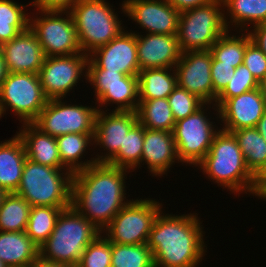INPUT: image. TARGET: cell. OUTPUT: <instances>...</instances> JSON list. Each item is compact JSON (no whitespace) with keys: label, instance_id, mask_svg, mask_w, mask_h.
<instances>
[{"label":"cell","instance_id":"1","mask_svg":"<svg viewBox=\"0 0 266 267\" xmlns=\"http://www.w3.org/2000/svg\"><path fill=\"white\" fill-rule=\"evenodd\" d=\"M129 169L95 163L73 174L71 206L102 231L125 207Z\"/></svg>","mask_w":266,"mask_h":267},{"label":"cell","instance_id":"2","mask_svg":"<svg viewBox=\"0 0 266 267\" xmlns=\"http://www.w3.org/2000/svg\"><path fill=\"white\" fill-rule=\"evenodd\" d=\"M157 215L147 246L152 251L154 267H197L205 256L202 222L196 213ZM199 263V264H198Z\"/></svg>","mask_w":266,"mask_h":267},{"label":"cell","instance_id":"3","mask_svg":"<svg viewBox=\"0 0 266 267\" xmlns=\"http://www.w3.org/2000/svg\"><path fill=\"white\" fill-rule=\"evenodd\" d=\"M102 232L72 206L64 209L49 238L40 246L45 261L77 267L85 248Z\"/></svg>","mask_w":266,"mask_h":267},{"label":"cell","instance_id":"4","mask_svg":"<svg viewBox=\"0 0 266 267\" xmlns=\"http://www.w3.org/2000/svg\"><path fill=\"white\" fill-rule=\"evenodd\" d=\"M218 185L239 195L252 194L253 174L247 168L238 141L233 133L222 129L215 135L204 159L197 165Z\"/></svg>","mask_w":266,"mask_h":267},{"label":"cell","instance_id":"5","mask_svg":"<svg viewBox=\"0 0 266 267\" xmlns=\"http://www.w3.org/2000/svg\"><path fill=\"white\" fill-rule=\"evenodd\" d=\"M72 179L73 174L66 168L45 166L27 158L15 194L31 207H71Z\"/></svg>","mask_w":266,"mask_h":267},{"label":"cell","instance_id":"6","mask_svg":"<svg viewBox=\"0 0 266 267\" xmlns=\"http://www.w3.org/2000/svg\"><path fill=\"white\" fill-rule=\"evenodd\" d=\"M110 6L105 0H79L71 8L82 53L89 56L125 30Z\"/></svg>","mask_w":266,"mask_h":267},{"label":"cell","instance_id":"7","mask_svg":"<svg viewBox=\"0 0 266 267\" xmlns=\"http://www.w3.org/2000/svg\"><path fill=\"white\" fill-rule=\"evenodd\" d=\"M222 7V0H212L205 5L180 12L177 38L182 53L210 50L228 31L224 20L225 10Z\"/></svg>","mask_w":266,"mask_h":267},{"label":"cell","instance_id":"8","mask_svg":"<svg viewBox=\"0 0 266 267\" xmlns=\"http://www.w3.org/2000/svg\"><path fill=\"white\" fill-rule=\"evenodd\" d=\"M162 203L155 199H135L123 207L101 231L116 244H147L153 223L162 211Z\"/></svg>","mask_w":266,"mask_h":267},{"label":"cell","instance_id":"9","mask_svg":"<svg viewBox=\"0 0 266 267\" xmlns=\"http://www.w3.org/2000/svg\"><path fill=\"white\" fill-rule=\"evenodd\" d=\"M48 100L38 74L8 72L0 87V118L10 108L21 124L32 123Z\"/></svg>","mask_w":266,"mask_h":267},{"label":"cell","instance_id":"10","mask_svg":"<svg viewBox=\"0 0 266 267\" xmlns=\"http://www.w3.org/2000/svg\"><path fill=\"white\" fill-rule=\"evenodd\" d=\"M37 12L41 16L29 17V28L36 35L46 57L82 53L70 11ZM62 13L66 15L64 18Z\"/></svg>","mask_w":266,"mask_h":267},{"label":"cell","instance_id":"11","mask_svg":"<svg viewBox=\"0 0 266 267\" xmlns=\"http://www.w3.org/2000/svg\"><path fill=\"white\" fill-rule=\"evenodd\" d=\"M98 110V106L72 105L62 99H50L32 123L53 137L70 133L94 134Z\"/></svg>","mask_w":266,"mask_h":267},{"label":"cell","instance_id":"12","mask_svg":"<svg viewBox=\"0 0 266 267\" xmlns=\"http://www.w3.org/2000/svg\"><path fill=\"white\" fill-rule=\"evenodd\" d=\"M205 105L207 103L195 113L176 121L172 131L179 162L186 165L197 166L208 153L215 135L219 132L205 114Z\"/></svg>","mask_w":266,"mask_h":267},{"label":"cell","instance_id":"13","mask_svg":"<svg viewBox=\"0 0 266 267\" xmlns=\"http://www.w3.org/2000/svg\"><path fill=\"white\" fill-rule=\"evenodd\" d=\"M88 60L89 56L84 53L45 57L38 73L45 96L49 100L66 97L77 86L81 76L87 79Z\"/></svg>","mask_w":266,"mask_h":267},{"label":"cell","instance_id":"14","mask_svg":"<svg viewBox=\"0 0 266 267\" xmlns=\"http://www.w3.org/2000/svg\"><path fill=\"white\" fill-rule=\"evenodd\" d=\"M121 7L148 34L177 35L180 12L166 0H124Z\"/></svg>","mask_w":266,"mask_h":267},{"label":"cell","instance_id":"15","mask_svg":"<svg viewBox=\"0 0 266 267\" xmlns=\"http://www.w3.org/2000/svg\"><path fill=\"white\" fill-rule=\"evenodd\" d=\"M215 106L217 119L223 121L221 129L232 133L255 127L266 110V99L256 88L229 99H216Z\"/></svg>","mask_w":266,"mask_h":267},{"label":"cell","instance_id":"16","mask_svg":"<svg viewBox=\"0 0 266 267\" xmlns=\"http://www.w3.org/2000/svg\"><path fill=\"white\" fill-rule=\"evenodd\" d=\"M211 63L210 50L186 51L174 67L177 85L197 95L208 107L214 105Z\"/></svg>","mask_w":266,"mask_h":267},{"label":"cell","instance_id":"17","mask_svg":"<svg viewBox=\"0 0 266 267\" xmlns=\"http://www.w3.org/2000/svg\"><path fill=\"white\" fill-rule=\"evenodd\" d=\"M138 122L134 111H115L107 114L103 109L98 110L95 118L94 144L102 147L104 156L96 155L97 163H107L123 146L125 135Z\"/></svg>","mask_w":266,"mask_h":267},{"label":"cell","instance_id":"18","mask_svg":"<svg viewBox=\"0 0 266 267\" xmlns=\"http://www.w3.org/2000/svg\"><path fill=\"white\" fill-rule=\"evenodd\" d=\"M89 58L100 69L138 76L140 67L135 32L122 31L108 44L91 53Z\"/></svg>","mask_w":266,"mask_h":267},{"label":"cell","instance_id":"19","mask_svg":"<svg viewBox=\"0 0 266 267\" xmlns=\"http://www.w3.org/2000/svg\"><path fill=\"white\" fill-rule=\"evenodd\" d=\"M0 50L10 73L38 74L46 57L36 35L29 27L11 41L3 43Z\"/></svg>","mask_w":266,"mask_h":267},{"label":"cell","instance_id":"20","mask_svg":"<svg viewBox=\"0 0 266 267\" xmlns=\"http://www.w3.org/2000/svg\"><path fill=\"white\" fill-rule=\"evenodd\" d=\"M135 34L140 70L176 66L182 54L177 35Z\"/></svg>","mask_w":266,"mask_h":267},{"label":"cell","instance_id":"21","mask_svg":"<svg viewBox=\"0 0 266 267\" xmlns=\"http://www.w3.org/2000/svg\"><path fill=\"white\" fill-rule=\"evenodd\" d=\"M179 163L172 132L150 130L144 127L141 163H147L153 176H163L174 163Z\"/></svg>","mask_w":266,"mask_h":267},{"label":"cell","instance_id":"22","mask_svg":"<svg viewBox=\"0 0 266 267\" xmlns=\"http://www.w3.org/2000/svg\"><path fill=\"white\" fill-rule=\"evenodd\" d=\"M22 127L17 134L24 143L29 160L49 167L65 168L61 162L56 137L42 132L33 123H22Z\"/></svg>","mask_w":266,"mask_h":267},{"label":"cell","instance_id":"23","mask_svg":"<svg viewBox=\"0 0 266 267\" xmlns=\"http://www.w3.org/2000/svg\"><path fill=\"white\" fill-rule=\"evenodd\" d=\"M26 150L17 135L0 143V188L6 193H15L20 185Z\"/></svg>","mask_w":266,"mask_h":267},{"label":"cell","instance_id":"24","mask_svg":"<svg viewBox=\"0 0 266 267\" xmlns=\"http://www.w3.org/2000/svg\"><path fill=\"white\" fill-rule=\"evenodd\" d=\"M39 247L23 232L0 231V260L8 267H31Z\"/></svg>","mask_w":266,"mask_h":267},{"label":"cell","instance_id":"25","mask_svg":"<svg viewBox=\"0 0 266 267\" xmlns=\"http://www.w3.org/2000/svg\"><path fill=\"white\" fill-rule=\"evenodd\" d=\"M94 134H77L70 133L56 137V142L59 150L62 165L75 174L79 171L86 169L87 167L97 163L93 157L86 162L81 161L88 146L94 145Z\"/></svg>","mask_w":266,"mask_h":267},{"label":"cell","instance_id":"26","mask_svg":"<svg viewBox=\"0 0 266 267\" xmlns=\"http://www.w3.org/2000/svg\"><path fill=\"white\" fill-rule=\"evenodd\" d=\"M174 68H154L139 71V101L168 98L177 86Z\"/></svg>","mask_w":266,"mask_h":267},{"label":"cell","instance_id":"27","mask_svg":"<svg viewBox=\"0 0 266 267\" xmlns=\"http://www.w3.org/2000/svg\"><path fill=\"white\" fill-rule=\"evenodd\" d=\"M223 7L226 9V15L224 16L227 29L232 28L229 26L235 25V28L242 27L239 30L244 29L250 23L253 27L266 22V0H222ZM228 12V13H227ZM246 22V23H245ZM250 22V23H249ZM245 24H247L245 26ZM237 25V26H236Z\"/></svg>","mask_w":266,"mask_h":267},{"label":"cell","instance_id":"28","mask_svg":"<svg viewBox=\"0 0 266 267\" xmlns=\"http://www.w3.org/2000/svg\"><path fill=\"white\" fill-rule=\"evenodd\" d=\"M136 113L138 122L147 129L173 131L176 121L167 98L139 101Z\"/></svg>","mask_w":266,"mask_h":267},{"label":"cell","instance_id":"29","mask_svg":"<svg viewBox=\"0 0 266 267\" xmlns=\"http://www.w3.org/2000/svg\"><path fill=\"white\" fill-rule=\"evenodd\" d=\"M31 205L15 193H7L0 206V231H26Z\"/></svg>","mask_w":266,"mask_h":267},{"label":"cell","instance_id":"30","mask_svg":"<svg viewBox=\"0 0 266 267\" xmlns=\"http://www.w3.org/2000/svg\"><path fill=\"white\" fill-rule=\"evenodd\" d=\"M101 107L116 104L115 111L136 112L139 104L138 76L125 75V85L105 86V93L96 101Z\"/></svg>","mask_w":266,"mask_h":267},{"label":"cell","instance_id":"31","mask_svg":"<svg viewBox=\"0 0 266 267\" xmlns=\"http://www.w3.org/2000/svg\"><path fill=\"white\" fill-rule=\"evenodd\" d=\"M228 30L223 34L210 48L212 56L217 60L221 61V64L231 65L237 68L239 65L243 64L244 53L247 44L252 40L250 33L248 32V27L244 29L247 33L239 35L229 34Z\"/></svg>","mask_w":266,"mask_h":267},{"label":"cell","instance_id":"32","mask_svg":"<svg viewBox=\"0 0 266 267\" xmlns=\"http://www.w3.org/2000/svg\"><path fill=\"white\" fill-rule=\"evenodd\" d=\"M69 207L33 206L26 234L40 248L53 232L60 213Z\"/></svg>","mask_w":266,"mask_h":267},{"label":"cell","instance_id":"33","mask_svg":"<svg viewBox=\"0 0 266 267\" xmlns=\"http://www.w3.org/2000/svg\"><path fill=\"white\" fill-rule=\"evenodd\" d=\"M28 5H21L14 0H0V46L17 37L29 27Z\"/></svg>","mask_w":266,"mask_h":267},{"label":"cell","instance_id":"34","mask_svg":"<svg viewBox=\"0 0 266 267\" xmlns=\"http://www.w3.org/2000/svg\"><path fill=\"white\" fill-rule=\"evenodd\" d=\"M144 143V127L137 122L125 135L123 146H120L118 152L107 162V164L129 169H135L141 163V156Z\"/></svg>","mask_w":266,"mask_h":267},{"label":"cell","instance_id":"35","mask_svg":"<svg viewBox=\"0 0 266 267\" xmlns=\"http://www.w3.org/2000/svg\"><path fill=\"white\" fill-rule=\"evenodd\" d=\"M242 151L247 168L254 174L266 161V141L255 127L232 132Z\"/></svg>","mask_w":266,"mask_h":267},{"label":"cell","instance_id":"36","mask_svg":"<svg viewBox=\"0 0 266 267\" xmlns=\"http://www.w3.org/2000/svg\"><path fill=\"white\" fill-rule=\"evenodd\" d=\"M111 267H154L152 251L147 244L111 243Z\"/></svg>","mask_w":266,"mask_h":267},{"label":"cell","instance_id":"37","mask_svg":"<svg viewBox=\"0 0 266 267\" xmlns=\"http://www.w3.org/2000/svg\"><path fill=\"white\" fill-rule=\"evenodd\" d=\"M175 121L186 118L201 108L205 102L180 86H176L167 98Z\"/></svg>","mask_w":266,"mask_h":267},{"label":"cell","instance_id":"38","mask_svg":"<svg viewBox=\"0 0 266 267\" xmlns=\"http://www.w3.org/2000/svg\"><path fill=\"white\" fill-rule=\"evenodd\" d=\"M77 267H111V242L100 234L85 248Z\"/></svg>","mask_w":266,"mask_h":267},{"label":"cell","instance_id":"39","mask_svg":"<svg viewBox=\"0 0 266 267\" xmlns=\"http://www.w3.org/2000/svg\"><path fill=\"white\" fill-rule=\"evenodd\" d=\"M125 75L100 69L90 58L88 60L86 80L94 87L96 100L105 93V86L125 85Z\"/></svg>","mask_w":266,"mask_h":267},{"label":"cell","instance_id":"40","mask_svg":"<svg viewBox=\"0 0 266 267\" xmlns=\"http://www.w3.org/2000/svg\"><path fill=\"white\" fill-rule=\"evenodd\" d=\"M256 88H258L257 80L248 68L244 64H241L235 68L233 77L217 99H229Z\"/></svg>","mask_w":266,"mask_h":267},{"label":"cell","instance_id":"41","mask_svg":"<svg viewBox=\"0 0 266 267\" xmlns=\"http://www.w3.org/2000/svg\"><path fill=\"white\" fill-rule=\"evenodd\" d=\"M243 64L257 82L266 75V54L252 40L246 46Z\"/></svg>","mask_w":266,"mask_h":267},{"label":"cell","instance_id":"42","mask_svg":"<svg viewBox=\"0 0 266 267\" xmlns=\"http://www.w3.org/2000/svg\"><path fill=\"white\" fill-rule=\"evenodd\" d=\"M235 68L231 65L221 64L212 56L211 63V79L213 84V102L214 107L217 97L225 90L231 78L233 77Z\"/></svg>","mask_w":266,"mask_h":267},{"label":"cell","instance_id":"43","mask_svg":"<svg viewBox=\"0 0 266 267\" xmlns=\"http://www.w3.org/2000/svg\"><path fill=\"white\" fill-rule=\"evenodd\" d=\"M79 0H33L28 5L36 7V10L45 11H70Z\"/></svg>","mask_w":266,"mask_h":267},{"label":"cell","instance_id":"44","mask_svg":"<svg viewBox=\"0 0 266 267\" xmlns=\"http://www.w3.org/2000/svg\"><path fill=\"white\" fill-rule=\"evenodd\" d=\"M266 199V161L260 168L253 174L252 196Z\"/></svg>","mask_w":266,"mask_h":267},{"label":"cell","instance_id":"45","mask_svg":"<svg viewBox=\"0 0 266 267\" xmlns=\"http://www.w3.org/2000/svg\"><path fill=\"white\" fill-rule=\"evenodd\" d=\"M250 28L252 41L266 54V22Z\"/></svg>","mask_w":266,"mask_h":267},{"label":"cell","instance_id":"46","mask_svg":"<svg viewBox=\"0 0 266 267\" xmlns=\"http://www.w3.org/2000/svg\"><path fill=\"white\" fill-rule=\"evenodd\" d=\"M170 3L177 11L182 12L197 6H202L209 3L212 0H166Z\"/></svg>","mask_w":266,"mask_h":267},{"label":"cell","instance_id":"47","mask_svg":"<svg viewBox=\"0 0 266 267\" xmlns=\"http://www.w3.org/2000/svg\"><path fill=\"white\" fill-rule=\"evenodd\" d=\"M31 267H73L63 263L49 262L41 259L40 257L32 264Z\"/></svg>","mask_w":266,"mask_h":267},{"label":"cell","instance_id":"48","mask_svg":"<svg viewBox=\"0 0 266 267\" xmlns=\"http://www.w3.org/2000/svg\"><path fill=\"white\" fill-rule=\"evenodd\" d=\"M256 130L260 133L262 138L266 141V110L255 126Z\"/></svg>","mask_w":266,"mask_h":267},{"label":"cell","instance_id":"49","mask_svg":"<svg viewBox=\"0 0 266 267\" xmlns=\"http://www.w3.org/2000/svg\"><path fill=\"white\" fill-rule=\"evenodd\" d=\"M7 74H8V71L5 65L4 57L0 50V87H1L2 82L5 80Z\"/></svg>","mask_w":266,"mask_h":267},{"label":"cell","instance_id":"50","mask_svg":"<svg viewBox=\"0 0 266 267\" xmlns=\"http://www.w3.org/2000/svg\"><path fill=\"white\" fill-rule=\"evenodd\" d=\"M258 88L266 99V75L258 82Z\"/></svg>","mask_w":266,"mask_h":267},{"label":"cell","instance_id":"51","mask_svg":"<svg viewBox=\"0 0 266 267\" xmlns=\"http://www.w3.org/2000/svg\"><path fill=\"white\" fill-rule=\"evenodd\" d=\"M6 194H7V193H6L4 190H2V189L0 188V206H1V203H2V200H3L4 196H5Z\"/></svg>","mask_w":266,"mask_h":267},{"label":"cell","instance_id":"52","mask_svg":"<svg viewBox=\"0 0 266 267\" xmlns=\"http://www.w3.org/2000/svg\"><path fill=\"white\" fill-rule=\"evenodd\" d=\"M0 267H8L2 260H0Z\"/></svg>","mask_w":266,"mask_h":267}]
</instances>
